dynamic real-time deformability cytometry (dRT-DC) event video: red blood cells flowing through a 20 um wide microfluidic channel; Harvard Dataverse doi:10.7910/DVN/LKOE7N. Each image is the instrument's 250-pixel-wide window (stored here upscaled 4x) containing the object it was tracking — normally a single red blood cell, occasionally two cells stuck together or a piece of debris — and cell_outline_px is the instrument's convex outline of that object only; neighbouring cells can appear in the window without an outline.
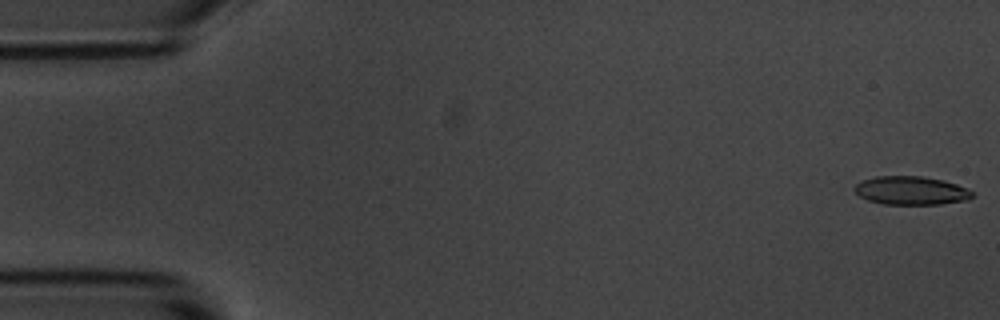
{"species": "common noctule bat (a hibernating species)", "species_latin": "Nyctalus noctula", "temperature_condition": "room temperature", "stored_images_in_passage": 5, "camera_frame_rate_fps": 3000, "um_per_image_px": 0.085, "animal": {"sex": "male", "body_mass_g": 20.1, "forearm_length_mm": 53.5}, "frame": {"image": 1, "passage_image": 1, "time_ms": 0.0, "image_size_px": [1000, 320], "cell_outline_px": [[976, 196], [968, 200], [940, 204], [884, 204], [868, 200], [860, 196], [852, 188], [856, 184], [864, 180], [876, 176], [920, 176], [944, 180], [968, 188]], "centroid_in_image_um": [77.48, 16.2], "position_along_channel_um": 7.5, "area_um2": 19.59}}
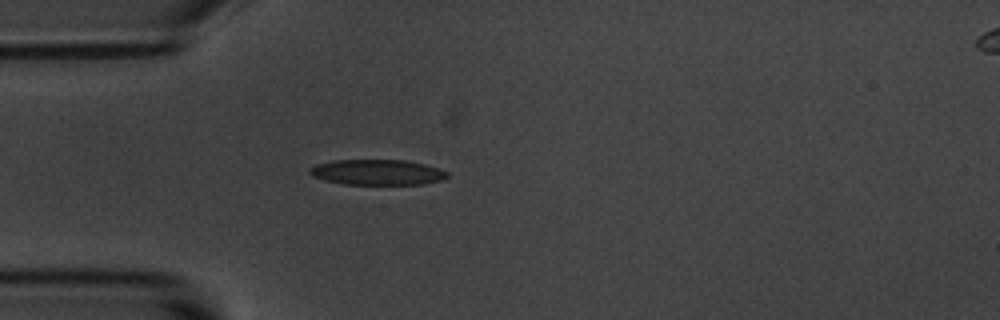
{"frame": {"image": 2, "passage_image": 5, "time_ms": 4.667, "image_size_px": [1000, 320], "cell_outline_px": [[448, 176], [444, 180], [424, 184], [344, 184], [324, 180], [312, 176], [308, 172], [308, 168], [316, 164], [336, 160], [404, 160], [424, 164], [440, 168], [448, 172]], "centroid_in_image_um": [32.08, 14.64], "position_along_channel_um": 52.9, "area_um2": 20.52}}